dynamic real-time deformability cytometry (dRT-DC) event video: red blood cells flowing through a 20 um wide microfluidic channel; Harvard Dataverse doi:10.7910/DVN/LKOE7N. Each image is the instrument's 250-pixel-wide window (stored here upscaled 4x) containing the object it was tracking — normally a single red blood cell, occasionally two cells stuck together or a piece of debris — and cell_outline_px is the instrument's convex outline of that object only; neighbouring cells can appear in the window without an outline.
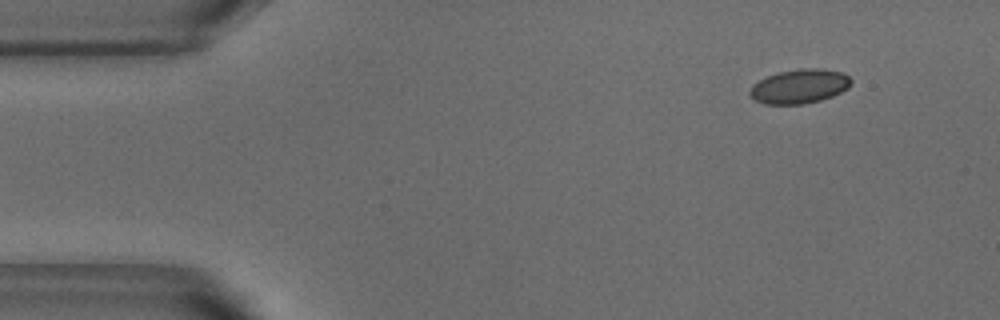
{"species": "common noctule bat (a hibernating species)", "species_latin": "Nyctalus noctula", "temperature_condition": "warm", "stored_images_in_passage": 46, "camera_frame_rate_fps": 3000, "um_per_image_px": 0.085, "animal": {"sex": "male", "body_mass_g": 18.8}, "frame": {"image": 1, "passage_image": 1, "time_ms": 0.0, "image_size_px": [1000, 320], "cell_outline_px": [[852, 84], [848, 88], [832, 96], [820, 100], [804, 104], [764, 104], [756, 100], [748, 92], [752, 84], [768, 76], [780, 72], [800, 68], [820, 68], [840, 72], [848, 76], [852, 80]], "centroid_in_image_um": [67.96, 7.34], "position_along_channel_um": 17.0, "area_um2": 20.11}}
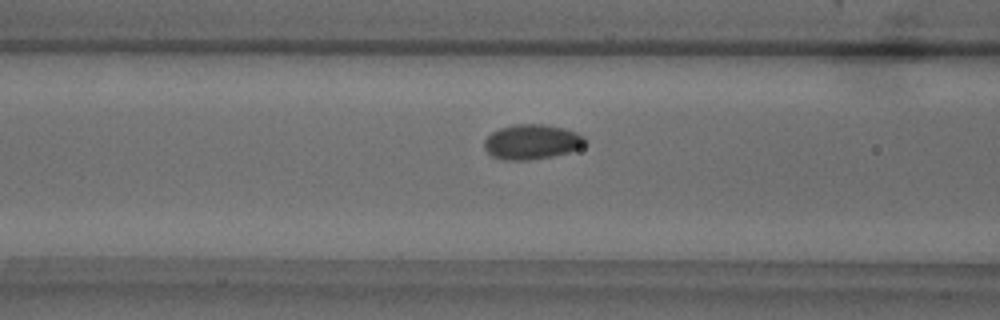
{"frame": {"image": 2, "passage_image": 16, "time_ms": 5.0, "image_size_px": [1000, 320], "cell_outline_px": [[588, 140], [580, 148], [568, 152], [552, 156], [528, 160], [508, 160], [492, 156], [484, 148], [484, 140], [492, 132], [500, 128], [516, 124], [544, 124], [564, 128], [576, 132], [584, 136]], "centroid_in_image_um": [45.22, 12.05], "position_along_channel_um": 121.4, "area_um2": 20.46}}
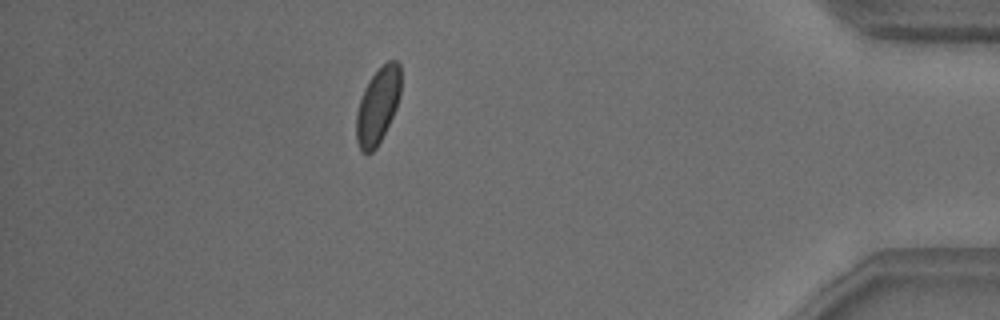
{"frame": {"image": 3, "passage_image": 42, "time_ms": 13.667, "image_size_px": [1000, 320], "cell_outline_px": [[400, 96], [396, 108], [376, 148], [372, 152], [364, 152], [360, 148], [356, 140], [356, 116], [360, 100], [364, 88], [368, 80], [388, 60], [396, 60], [400, 64]], "centroid_in_image_um": [32.11, 8.96], "position_along_channel_um": 403.1, "area_um2": 19.42}, "authors_computed_cell_mechanics": {"area_um2": 20.0566, "velocity_mm_per_s": 3.8057, "shape_relaxation_time_tau1_ms": 2.0744, "shape_relaxation_time_tau2_ms": 1.6812, "deformation_change_tau1": 0.0524, "deformation_change_tau2": 0.0378}}